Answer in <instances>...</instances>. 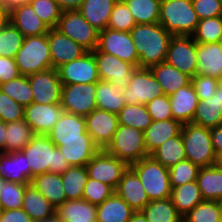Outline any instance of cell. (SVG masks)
Returning <instances> with one entry per match:
<instances>
[{
  "label": "cell",
  "mask_w": 222,
  "mask_h": 222,
  "mask_svg": "<svg viewBox=\"0 0 222 222\" xmlns=\"http://www.w3.org/2000/svg\"><path fill=\"white\" fill-rule=\"evenodd\" d=\"M33 93V102L60 104L62 83L57 69H48L27 76Z\"/></svg>",
  "instance_id": "cell-15"
},
{
  "label": "cell",
  "mask_w": 222,
  "mask_h": 222,
  "mask_svg": "<svg viewBox=\"0 0 222 222\" xmlns=\"http://www.w3.org/2000/svg\"><path fill=\"white\" fill-rule=\"evenodd\" d=\"M199 101L213 97L218 88L217 78L196 74L191 78Z\"/></svg>",
  "instance_id": "cell-55"
},
{
  "label": "cell",
  "mask_w": 222,
  "mask_h": 222,
  "mask_svg": "<svg viewBox=\"0 0 222 222\" xmlns=\"http://www.w3.org/2000/svg\"><path fill=\"white\" fill-rule=\"evenodd\" d=\"M170 199L182 217L203 201L196 181L172 187Z\"/></svg>",
  "instance_id": "cell-36"
},
{
  "label": "cell",
  "mask_w": 222,
  "mask_h": 222,
  "mask_svg": "<svg viewBox=\"0 0 222 222\" xmlns=\"http://www.w3.org/2000/svg\"><path fill=\"white\" fill-rule=\"evenodd\" d=\"M217 168L222 170V152L216 154L215 164Z\"/></svg>",
  "instance_id": "cell-65"
},
{
  "label": "cell",
  "mask_w": 222,
  "mask_h": 222,
  "mask_svg": "<svg viewBox=\"0 0 222 222\" xmlns=\"http://www.w3.org/2000/svg\"><path fill=\"white\" fill-rule=\"evenodd\" d=\"M24 38L22 33L9 22L0 31V56L14 58L20 50Z\"/></svg>",
  "instance_id": "cell-47"
},
{
  "label": "cell",
  "mask_w": 222,
  "mask_h": 222,
  "mask_svg": "<svg viewBox=\"0 0 222 222\" xmlns=\"http://www.w3.org/2000/svg\"><path fill=\"white\" fill-rule=\"evenodd\" d=\"M132 13L136 24L159 23V0H123Z\"/></svg>",
  "instance_id": "cell-42"
},
{
  "label": "cell",
  "mask_w": 222,
  "mask_h": 222,
  "mask_svg": "<svg viewBox=\"0 0 222 222\" xmlns=\"http://www.w3.org/2000/svg\"><path fill=\"white\" fill-rule=\"evenodd\" d=\"M97 205L84 199L67 200L56 209L62 222H96Z\"/></svg>",
  "instance_id": "cell-29"
},
{
  "label": "cell",
  "mask_w": 222,
  "mask_h": 222,
  "mask_svg": "<svg viewBox=\"0 0 222 222\" xmlns=\"http://www.w3.org/2000/svg\"><path fill=\"white\" fill-rule=\"evenodd\" d=\"M56 29L87 51H94L98 47L99 31L78 10L62 11Z\"/></svg>",
  "instance_id": "cell-8"
},
{
  "label": "cell",
  "mask_w": 222,
  "mask_h": 222,
  "mask_svg": "<svg viewBox=\"0 0 222 222\" xmlns=\"http://www.w3.org/2000/svg\"><path fill=\"white\" fill-rule=\"evenodd\" d=\"M0 222H34L30 216L21 209L2 210Z\"/></svg>",
  "instance_id": "cell-58"
},
{
  "label": "cell",
  "mask_w": 222,
  "mask_h": 222,
  "mask_svg": "<svg viewBox=\"0 0 222 222\" xmlns=\"http://www.w3.org/2000/svg\"><path fill=\"white\" fill-rule=\"evenodd\" d=\"M4 153L21 151L36 135L24 120L6 123Z\"/></svg>",
  "instance_id": "cell-37"
},
{
  "label": "cell",
  "mask_w": 222,
  "mask_h": 222,
  "mask_svg": "<svg viewBox=\"0 0 222 222\" xmlns=\"http://www.w3.org/2000/svg\"><path fill=\"white\" fill-rule=\"evenodd\" d=\"M28 185L6 181L0 176V205L2 210L21 209L25 188Z\"/></svg>",
  "instance_id": "cell-44"
},
{
  "label": "cell",
  "mask_w": 222,
  "mask_h": 222,
  "mask_svg": "<svg viewBox=\"0 0 222 222\" xmlns=\"http://www.w3.org/2000/svg\"><path fill=\"white\" fill-rule=\"evenodd\" d=\"M197 74L218 78L222 74V45L197 43Z\"/></svg>",
  "instance_id": "cell-25"
},
{
  "label": "cell",
  "mask_w": 222,
  "mask_h": 222,
  "mask_svg": "<svg viewBox=\"0 0 222 222\" xmlns=\"http://www.w3.org/2000/svg\"><path fill=\"white\" fill-rule=\"evenodd\" d=\"M128 167L124 161L108 154L104 150H99L86 164L89 178L108 184L114 189L117 188L123 173Z\"/></svg>",
  "instance_id": "cell-14"
},
{
  "label": "cell",
  "mask_w": 222,
  "mask_h": 222,
  "mask_svg": "<svg viewBox=\"0 0 222 222\" xmlns=\"http://www.w3.org/2000/svg\"><path fill=\"white\" fill-rule=\"evenodd\" d=\"M211 131V142L214 148L215 153L222 152V124L213 127L210 129Z\"/></svg>",
  "instance_id": "cell-59"
},
{
  "label": "cell",
  "mask_w": 222,
  "mask_h": 222,
  "mask_svg": "<svg viewBox=\"0 0 222 222\" xmlns=\"http://www.w3.org/2000/svg\"><path fill=\"white\" fill-rule=\"evenodd\" d=\"M24 107L0 91V120L5 123L23 119Z\"/></svg>",
  "instance_id": "cell-53"
},
{
  "label": "cell",
  "mask_w": 222,
  "mask_h": 222,
  "mask_svg": "<svg viewBox=\"0 0 222 222\" xmlns=\"http://www.w3.org/2000/svg\"><path fill=\"white\" fill-rule=\"evenodd\" d=\"M183 124L175 119L152 121L144 131L145 145L150 155L166 140L181 134Z\"/></svg>",
  "instance_id": "cell-26"
},
{
  "label": "cell",
  "mask_w": 222,
  "mask_h": 222,
  "mask_svg": "<svg viewBox=\"0 0 222 222\" xmlns=\"http://www.w3.org/2000/svg\"><path fill=\"white\" fill-rule=\"evenodd\" d=\"M117 115L119 125L131 126L143 132L152 123L147 107L143 104H125Z\"/></svg>",
  "instance_id": "cell-43"
},
{
  "label": "cell",
  "mask_w": 222,
  "mask_h": 222,
  "mask_svg": "<svg viewBox=\"0 0 222 222\" xmlns=\"http://www.w3.org/2000/svg\"><path fill=\"white\" fill-rule=\"evenodd\" d=\"M11 22L24 37L47 34L49 27L38 17L30 4H25L9 12Z\"/></svg>",
  "instance_id": "cell-23"
},
{
  "label": "cell",
  "mask_w": 222,
  "mask_h": 222,
  "mask_svg": "<svg viewBox=\"0 0 222 222\" xmlns=\"http://www.w3.org/2000/svg\"><path fill=\"white\" fill-rule=\"evenodd\" d=\"M150 156L164 167L170 168L186 160L184 143L181 134L166 140Z\"/></svg>",
  "instance_id": "cell-39"
},
{
  "label": "cell",
  "mask_w": 222,
  "mask_h": 222,
  "mask_svg": "<svg viewBox=\"0 0 222 222\" xmlns=\"http://www.w3.org/2000/svg\"><path fill=\"white\" fill-rule=\"evenodd\" d=\"M200 20L222 16V0H191Z\"/></svg>",
  "instance_id": "cell-56"
},
{
  "label": "cell",
  "mask_w": 222,
  "mask_h": 222,
  "mask_svg": "<svg viewBox=\"0 0 222 222\" xmlns=\"http://www.w3.org/2000/svg\"><path fill=\"white\" fill-rule=\"evenodd\" d=\"M196 182L203 200L222 202V170L215 165L201 167Z\"/></svg>",
  "instance_id": "cell-35"
},
{
  "label": "cell",
  "mask_w": 222,
  "mask_h": 222,
  "mask_svg": "<svg viewBox=\"0 0 222 222\" xmlns=\"http://www.w3.org/2000/svg\"><path fill=\"white\" fill-rule=\"evenodd\" d=\"M37 222H62V221L55 215L49 219L37 221Z\"/></svg>",
  "instance_id": "cell-66"
},
{
  "label": "cell",
  "mask_w": 222,
  "mask_h": 222,
  "mask_svg": "<svg viewBox=\"0 0 222 222\" xmlns=\"http://www.w3.org/2000/svg\"><path fill=\"white\" fill-rule=\"evenodd\" d=\"M222 31V16L199 21L192 37L197 43L219 42Z\"/></svg>",
  "instance_id": "cell-48"
},
{
  "label": "cell",
  "mask_w": 222,
  "mask_h": 222,
  "mask_svg": "<svg viewBox=\"0 0 222 222\" xmlns=\"http://www.w3.org/2000/svg\"><path fill=\"white\" fill-rule=\"evenodd\" d=\"M104 151L128 166L150 156L146 149L144 132L126 125H119Z\"/></svg>",
  "instance_id": "cell-4"
},
{
  "label": "cell",
  "mask_w": 222,
  "mask_h": 222,
  "mask_svg": "<svg viewBox=\"0 0 222 222\" xmlns=\"http://www.w3.org/2000/svg\"><path fill=\"white\" fill-rule=\"evenodd\" d=\"M0 91L7 94L23 107L33 102V93L27 76L20 75L15 79L0 84Z\"/></svg>",
  "instance_id": "cell-46"
},
{
  "label": "cell",
  "mask_w": 222,
  "mask_h": 222,
  "mask_svg": "<svg viewBox=\"0 0 222 222\" xmlns=\"http://www.w3.org/2000/svg\"><path fill=\"white\" fill-rule=\"evenodd\" d=\"M135 26L136 23L127 5L123 0H118L110 15L107 28L130 32Z\"/></svg>",
  "instance_id": "cell-51"
},
{
  "label": "cell",
  "mask_w": 222,
  "mask_h": 222,
  "mask_svg": "<svg viewBox=\"0 0 222 222\" xmlns=\"http://www.w3.org/2000/svg\"><path fill=\"white\" fill-rule=\"evenodd\" d=\"M163 94L162 86L148 68H136L129 85L125 87L123 98L126 104L146 105Z\"/></svg>",
  "instance_id": "cell-10"
},
{
  "label": "cell",
  "mask_w": 222,
  "mask_h": 222,
  "mask_svg": "<svg viewBox=\"0 0 222 222\" xmlns=\"http://www.w3.org/2000/svg\"><path fill=\"white\" fill-rule=\"evenodd\" d=\"M129 222H148L141 211H134Z\"/></svg>",
  "instance_id": "cell-64"
},
{
  "label": "cell",
  "mask_w": 222,
  "mask_h": 222,
  "mask_svg": "<svg viewBox=\"0 0 222 222\" xmlns=\"http://www.w3.org/2000/svg\"><path fill=\"white\" fill-rule=\"evenodd\" d=\"M47 39L53 69L82 57L88 51L56 28L49 29Z\"/></svg>",
  "instance_id": "cell-20"
},
{
  "label": "cell",
  "mask_w": 222,
  "mask_h": 222,
  "mask_svg": "<svg viewBox=\"0 0 222 222\" xmlns=\"http://www.w3.org/2000/svg\"><path fill=\"white\" fill-rule=\"evenodd\" d=\"M20 75L14 58L0 56V84L15 79Z\"/></svg>",
  "instance_id": "cell-57"
},
{
  "label": "cell",
  "mask_w": 222,
  "mask_h": 222,
  "mask_svg": "<svg viewBox=\"0 0 222 222\" xmlns=\"http://www.w3.org/2000/svg\"><path fill=\"white\" fill-rule=\"evenodd\" d=\"M97 48L139 68V56L130 32L110 28L99 31Z\"/></svg>",
  "instance_id": "cell-12"
},
{
  "label": "cell",
  "mask_w": 222,
  "mask_h": 222,
  "mask_svg": "<svg viewBox=\"0 0 222 222\" xmlns=\"http://www.w3.org/2000/svg\"><path fill=\"white\" fill-rule=\"evenodd\" d=\"M173 119L182 124L191 123L199 103L194 86L190 82L169 96Z\"/></svg>",
  "instance_id": "cell-22"
},
{
  "label": "cell",
  "mask_w": 222,
  "mask_h": 222,
  "mask_svg": "<svg viewBox=\"0 0 222 222\" xmlns=\"http://www.w3.org/2000/svg\"><path fill=\"white\" fill-rule=\"evenodd\" d=\"M95 96L96 83L63 84L60 104L65 112L85 117L97 109Z\"/></svg>",
  "instance_id": "cell-9"
},
{
  "label": "cell",
  "mask_w": 222,
  "mask_h": 222,
  "mask_svg": "<svg viewBox=\"0 0 222 222\" xmlns=\"http://www.w3.org/2000/svg\"><path fill=\"white\" fill-rule=\"evenodd\" d=\"M141 212L148 222H183L170 197L150 201Z\"/></svg>",
  "instance_id": "cell-40"
},
{
  "label": "cell",
  "mask_w": 222,
  "mask_h": 222,
  "mask_svg": "<svg viewBox=\"0 0 222 222\" xmlns=\"http://www.w3.org/2000/svg\"><path fill=\"white\" fill-rule=\"evenodd\" d=\"M181 136L186 159L200 168L215 164L216 153L211 142L210 128L192 122L185 123L182 127Z\"/></svg>",
  "instance_id": "cell-5"
},
{
  "label": "cell",
  "mask_w": 222,
  "mask_h": 222,
  "mask_svg": "<svg viewBox=\"0 0 222 222\" xmlns=\"http://www.w3.org/2000/svg\"><path fill=\"white\" fill-rule=\"evenodd\" d=\"M115 193L134 211H141L150 202L138 175L130 167L123 173Z\"/></svg>",
  "instance_id": "cell-21"
},
{
  "label": "cell",
  "mask_w": 222,
  "mask_h": 222,
  "mask_svg": "<svg viewBox=\"0 0 222 222\" xmlns=\"http://www.w3.org/2000/svg\"><path fill=\"white\" fill-rule=\"evenodd\" d=\"M30 1L31 0H0V5L10 12L18 6L29 4Z\"/></svg>",
  "instance_id": "cell-61"
},
{
  "label": "cell",
  "mask_w": 222,
  "mask_h": 222,
  "mask_svg": "<svg viewBox=\"0 0 222 222\" xmlns=\"http://www.w3.org/2000/svg\"><path fill=\"white\" fill-rule=\"evenodd\" d=\"M152 121L173 119L169 96L162 94L146 104Z\"/></svg>",
  "instance_id": "cell-54"
},
{
  "label": "cell",
  "mask_w": 222,
  "mask_h": 222,
  "mask_svg": "<svg viewBox=\"0 0 222 222\" xmlns=\"http://www.w3.org/2000/svg\"><path fill=\"white\" fill-rule=\"evenodd\" d=\"M0 176L6 181L30 184L31 168H27L22 151L0 153Z\"/></svg>",
  "instance_id": "cell-24"
},
{
  "label": "cell",
  "mask_w": 222,
  "mask_h": 222,
  "mask_svg": "<svg viewBox=\"0 0 222 222\" xmlns=\"http://www.w3.org/2000/svg\"><path fill=\"white\" fill-rule=\"evenodd\" d=\"M139 177L150 201L166 199L171 195L169 168L164 167L151 156L129 166Z\"/></svg>",
  "instance_id": "cell-7"
},
{
  "label": "cell",
  "mask_w": 222,
  "mask_h": 222,
  "mask_svg": "<svg viewBox=\"0 0 222 222\" xmlns=\"http://www.w3.org/2000/svg\"><path fill=\"white\" fill-rule=\"evenodd\" d=\"M47 137L56 145L62 146L65 142L93 141L86 132L84 116L64 112L59 121L47 133Z\"/></svg>",
  "instance_id": "cell-17"
},
{
  "label": "cell",
  "mask_w": 222,
  "mask_h": 222,
  "mask_svg": "<svg viewBox=\"0 0 222 222\" xmlns=\"http://www.w3.org/2000/svg\"><path fill=\"white\" fill-rule=\"evenodd\" d=\"M197 42L192 36H173L165 62L193 78L197 74Z\"/></svg>",
  "instance_id": "cell-11"
},
{
  "label": "cell",
  "mask_w": 222,
  "mask_h": 222,
  "mask_svg": "<svg viewBox=\"0 0 222 222\" xmlns=\"http://www.w3.org/2000/svg\"><path fill=\"white\" fill-rule=\"evenodd\" d=\"M22 209L34 222L46 220L56 215V208L31 184L25 188Z\"/></svg>",
  "instance_id": "cell-34"
},
{
  "label": "cell",
  "mask_w": 222,
  "mask_h": 222,
  "mask_svg": "<svg viewBox=\"0 0 222 222\" xmlns=\"http://www.w3.org/2000/svg\"><path fill=\"white\" fill-rule=\"evenodd\" d=\"M200 167L186 159L169 168L170 186L177 187L196 181Z\"/></svg>",
  "instance_id": "cell-50"
},
{
  "label": "cell",
  "mask_w": 222,
  "mask_h": 222,
  "mask_svg": "<svg viewBox=\"0 0 222 222\" xmlns=\"http://www.w3.org/2000/svg\"><path fill=\"white\" fill-rule=\"evenodd\" d=\"M64 112L61 104L32 102L24 107L23 119L31 126L35 134L47 135Z\"/></svg>",
  "instance_id": "cell-19"
},
{
  "label": "cell",
  "mask_w": 222,
  "mask_h": 222,
  "mask_svg": "<svg viewBox=\"0 0 222 222\" xmlns=\"http://www.w3.org/2000/svg\"><path fill=\"white\" fill-rule=\"evenodd\" d=\"M21 151L26 156L27 168H31V180L46 172L61 174L70 167L47 135L36 134Z\"/></svg>",
  "instance_id": "cell-2"
},
{
  "label": "cell",
  "mask_w": 222,
  "mask_h": 222,
  "mask_svg": "<svg viewBox=\"0 0 222 222\" xmlns=\"http://www.w3.org/2000/svg\"><path fill=\"white\" fill-rule=\"evenodd\" d=\"M57 70L62 84H88L100 81L92 51H88L82 57L63 64Z\"/></svg>",
  "instance_id": "cell-16"
},
{
  "label": "cell",
  "mask_w": 222,
  "mask_h": 222,
  "mask_svg": "<svg viewBox=\"0 0 222 222\" xmlns=\"http://www.w3.org/2000/svg\"><path fill=\"white\" fill-rule=\"evenodd\" d=\"M218 87L222 89V74L217 78Z\"/></svg>",
  "instance_id": "cell-67"
},
{
  "label": "cell",
  "mask_w": 222,
  "mask_h": 222,
  "mask_svg": "<svg viewBox=\"0 0 222 222\" xmlns=\"http://www.w3.org/2000/svg\"><path fill=\"white\" fill-rule=\"evenodd\" d=\"M14 59L20 74L24 76L51 69L47 34L25 37Z\"/></svg>",
  "instance_id": "cell-6"
},
{
  "label": "cell",
  "mask_w": 222,
  "mask_h": 222,
  "mask_svg": "<svg viewBox=\"0 0 222 222\" xmlns=\"http://www.w3.org/2000/svg\"><path fill=\"white\" fill-rule=\"evenodd\" d=\"M9 23V11L0 5V31Z\"/></svg>",
  "instance_id": "cell-62"
},
{
  "label": "cell",
  "mask_w": 222,
  "mask_h": 222,
  "mask_svg": "<svg viewBox=\"0 0 222 222\" xmlns=\"http://www.w3.org/2000/svg\"><path fill=\"white\" fill-rule=\"evenodd\" d=\"M192 123L210 129L222 124L221 88H217L213 97L199 101Z\"/></svg>",
  "instance_id": "cell-28"
},
{
  "label": "cell",
  "mask_w": 222,
  "mask_h": 222,
  "mask_svg": "<svg viewBox=\"0 0 222 222\" xmlns=\"http://www.w3.org/2000/svg\"><path fill=\"white\" fill-rule=\"evenodd\" d=\"M30 184L56 209L67 201L61 174L46 172L33 177Z\"/></svg>",
  "instance_id": "cell-27"
},
{
  "label": "cell",
  "mask_w": 222,
  "mask_h": 222,
  "mask_svg": "<svg viewBox=\"0 0 222 222\" xmlns=\"http://www.w3.org/2000/svg\"><path fill=\"white\" fill-rule=\"evenodd\" d=\"M134 210L116 193L97 205L96 222H129Z\"/></svg>",
  "instance_id": "cell-32"
},
{
  "label": "cell",
  "mask_w": 222,
  "mask_h": 222,
  "mask_svg": "<svg viewBox=\"0 0 222 222\" xmlns=\"http://www.w3.org/2000/svg\"><path fill=\"white\" fill-rule=\"evenodd\" d=\"M219 43L222 45V31H221V37H220Z\"/></svg>",
  "instance_id": "cell-68"
},
{
  "label": "cell",
  "mask_w": 222,
  "mask_h": 222,
  "mask_svg": "<svg viewBox=\"0 0 222 222\" xmlns=\"http://www.w3.org/2000/svg\"><path fill=\"white\" fill-rule=\"evenodd\" d=\"M118 0H84L78 10L84 19L98 31L107 28L110 15Z\"/></svg>",
  "instance_id": "cell-30"
},
{
  "label": "cell",
  "mask_w": 222,
  "mask_h": 222,
  "mask_svg": "<svg viewBox=\"0 0 222 222\" xmlns=\"http://www.w3.org/2000/svg\"><path fill=\"white\" fill-rule=\"evenodd\" d=\"M200 19L191 0H163L159 23L173 36H192Z\"/></svg>",
  "instance_id": "cell-3"
},
{
  "label": "cell",
  "mask_w": 222,
  "mask_h": 222,
  "mask_svg": "<svg viewBox=\"0 0 222 222\" xmlns=\"http://www.w3.org/2000/svg\"><path fill=\"white\" fill-rule=\"evenodd\" d=\"M6 135V123L0 120V153H4Z\"/></svg>",
  "instance_id": "cell-63"
},
{
  "label": "cell",
  "mask_w": 222,
  "mask_h": 222,
  "mask_svg": "<svg viewBox=\"0 0 222 222\" xmlns=\"http://www.w3.org/2000/svg\"><path fill=\"white\" fill-rule=\"evenodd\" d=\"M86 132L92 137L94 144L104 150L112 140L119 127L118 115L100 109H94L85 116Z\"/></svg>",
  "instance_id": "cell-18"
},
{
  "label": "cell",
  "mask_w": 222,
  "mask_h": 222,
  "mask_svg": "<svg viewBox=\"0 0 222 222\" xmlns=\"http://www.w3.org/2000/svg\"><path fill=\"white\" fill-rule=\"evenodd\" d=\"M130 35L139 56V68L150 69L165 62L173 35L160 23L136 24Z\"/></svg>",
  "instance_id": "cell-1"
},
{
  "label": "cell",
  "mask_w": 222,
  "mask_h": 222,
  "mask_svg": "<svg viewBox=\"0 0 222 222\" xmlns=\"http://www.w3.org/2000/svg\"><path fill=\"white\" fill-rule=\"evenodd\" d=\"M61 179L67 200L82 199L83 190L89 179L86 166H70L61 173Z\"/></svg>",
  "instance_id": "cell-41"
},
{
  "label": "cell",
  "mask_w": 222,
  "mask_h": 222,
  "mask_svg": "<svg viewBox=\"0 0 222 222\" xmlns=\"http://www.w3.org/2000/svg\"><path fill=\"white\" fill-rule=\"evenodd\" d=\"M124 91L123 87L100 80L96 83L97 109L118 114L126 104L123 98Z\"/></svg>",
  "instance_id": "cell-33"
},
{
  "label": "cell",
  "mask_w": 222,
  "mask_h": 222,
  "mask_svg": "<svg viewBox=\"0 0 222 222\" xmlns=\"http://www.w3.org/2000/svg\"><path fill=\"white\" fill-rule=\"evenodd\" d=\"M222 202L203 200L184 217L183 222H221Z\"/></svg>",
  "instance_id": "cell-45"
},
{
  "label": "cell",
  "mask_w": 222,
  "mask_h": 222,
  "mask_svg": "<svg viewBox=\"0 0 222 222\" xmlns=\"http://www.w3.org/2000/svg\"><path fill=\"white\" fill-rule=\"evenodd\" d=\"M29 4L50 29L57 27L62 10L55 0H31Z\"/></svg>",
  "instance_id": "cell-49"
},
{
  "label": "cell",
  "mask_w": 222,
  "mask_h": 222,
  "mask_svg": "<svg viewBox=\"0 0 222 222\" xmlns=\"http://www.w3.org/2000/svg\"><path fill=\"white\" fill-rule=\"evenodd\" d=\"M115 193V189L108 184L89 178L83 190L82 199L94 205L102 204Z\"/></svg>",
  "instance_id": "cell-52"
},
{
  "label": "cell",
  "mask_w": 222,
  "mask_h": 222,
  "mask_svg": "<svg viewBox=\"0 0 222 222\" xmlns=\"http://www.w3.org/2000/svg\"><path fill=\"white\" fill-rule=\"evenodd\" d=\"M58 148L70 166H86L100 150L93 141L65 142Z\"/></svg>",
  "instance_id": "cell-38"
},
{
  "label": "cell",
  "mask_w": 222,
  "mask_h": 222,
  "mask_svg": "<svg viewBox=\"0 0 222 222\" xmlns=\"http://www.w3.org/2000/svg\"><path fill=\"white\" fill-rule=\"evenodd\" d=\"M1 213H2V208H1V205H0V217H1Z\"/></svg>",
  "instance_id": "cell-69"
},
{
  "label": "cell",
  "mask_w": 222,
  "mask_h": 222,
  "mask_svg": "<svg viewBox=\"0 0 222 222\" xmlns=\"http://www.w3.org/2000/svg\"><path fill=\"white\" fill-rule=\"evenodd\" d=\"M62 11L79 10L84 0H55Z\"/></svg>",
  "instance_id": "cell-60"
},
{
  "label": "cell",
  "mask_w": 222,
  "mask_h": 222,
  "mask_svg": "<svg viewBox=\"0 0 222 222\" xmlns=\"http://www.w3.org/2000/svg\"><path fill=\"white\" fill-rule=\"evenodd\" d=\"M92 52L94 54L101 81H108L115 86L123 88L129 85L131 76L137 68L136 66L123 61L112 54L101 52L98 48Z\"/></svg>",
  "instance_id": "cell-13"
},
{
  "label": "cell",
  "mask_w": 222,
  "mask_h": 222,
  "mask_svg": "<svg viewBox=\"0 0 222 222\" xmlns=\"http://www.w3.org/2000/svg\"><path fill=\"white\" fill-rule=\"evenodd\" d=\"M153 76L162 86L163 94L170 96L181 87L191 82V77L182 73L177 68L170 66L166 62L159 63L150 68Z\"/></svg>",
  "instance_id": "cell-31"
}]
</instances>
